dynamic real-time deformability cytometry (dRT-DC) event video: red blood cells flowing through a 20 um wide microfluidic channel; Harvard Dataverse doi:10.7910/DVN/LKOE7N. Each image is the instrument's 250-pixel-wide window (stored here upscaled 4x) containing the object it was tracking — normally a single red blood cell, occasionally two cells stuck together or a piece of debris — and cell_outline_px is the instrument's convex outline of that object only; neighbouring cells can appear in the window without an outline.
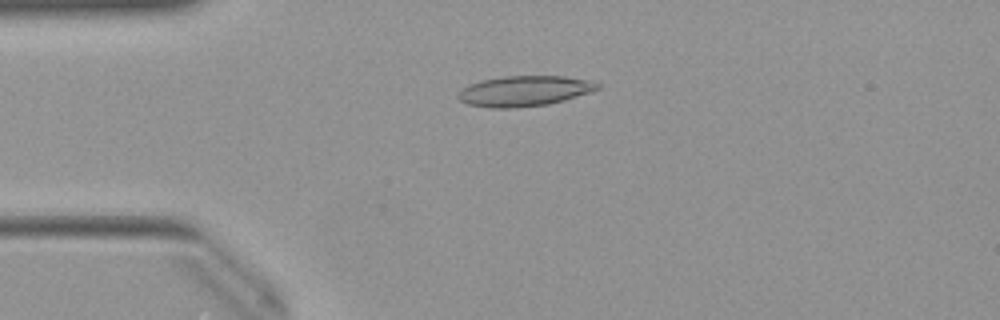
{"species": "Egyptian fruit bat (a non-hibernating species)", "species_latin": "Rousettus aegyptiacus", "temperature_condition": "warm", "stored_images_in_passage": 50, "camera_frame_rate_fps": 3000, "um_per_image_px": 0.085, "animal": {"sex": "female"}, "frame": {"image": 1, "passage_image": 12, "time_ms": 3.667, "image_size_px": [1000, 320], "cell_outline_px": [[600, 88], [592, 92], [564, 100], [548, 104], [516, 108], [488, 108], [468, 104], [460, 100], [456, 96], [456, 92], [460, 88], [468, 84], [480, 80], [504, 76], [564, 76], [592, 80], [600, 84]], "centroid_in_image_um": [44.54, 7.73], "position_along_channel_um": 40.5, "area_um2": 25.14}}
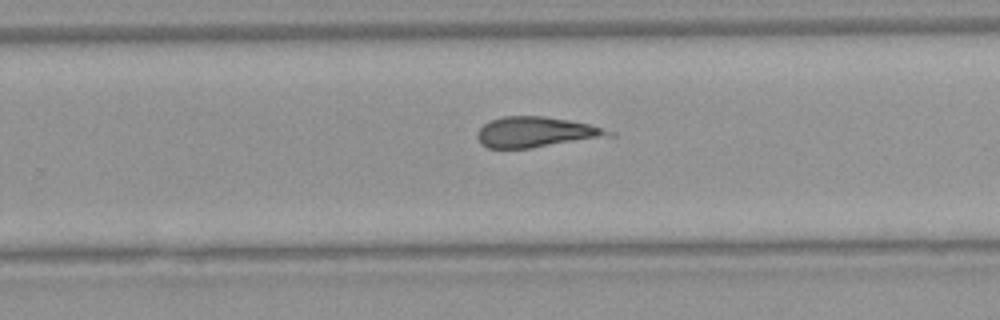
{"frame": {"image": 2, "passage_image": 32, "time_ms": 10.333, "image_size_px": [1000, 320], "cell_outline_px": [[616, 136], [532, 148], [488, 148], [480, 144], [476, 136], [476, 132], [488, 120], [504, 116], [544, 116], [568, 120], [588, 124], [616, 132]], "centroid_in_image_um": [45.57, 11.24], "position_along_channel_um": 284.2, "area_um2": 23.64}}
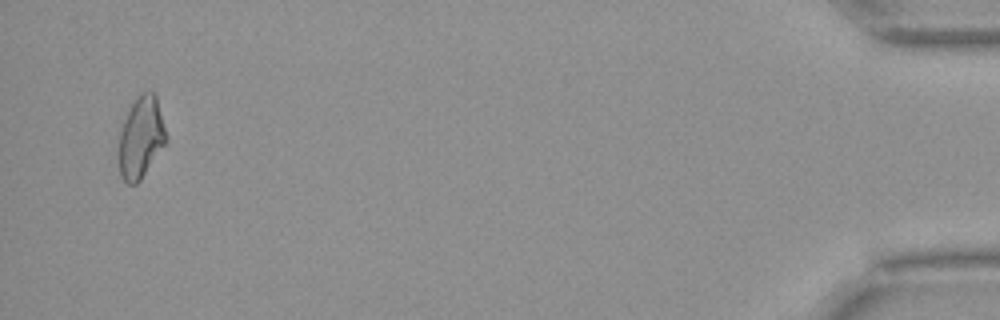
{"frame": {"image": 3, "passage_image": 49, "time_ms": 16.0, "image_size_px": [1000, 320], "cell_outline_px": [[168, 144], [140, 180], [136, 184], [128, 184], [120, 176], [116, 156], [116, 148], [120, 120], [128, 104], [140, 92], [148, 88], [152, 88], [156, 92], [168, 140]], "centroid_in_image_um": [11.93, 11.61], "position_along_channel_um": 423.3, "area_um2": 24.62}, "authors_computed_cell_mechanics": {"area_um2": 23.9292, "velocity_mm_per_s": 4.0177, "shape_relaxation_time_tau1_ms": null, "shape_relaxation_time_tau2_ms": 4.5065, "deformation_change_tau1": null, "deformation_change_tau2": 0.1683}}